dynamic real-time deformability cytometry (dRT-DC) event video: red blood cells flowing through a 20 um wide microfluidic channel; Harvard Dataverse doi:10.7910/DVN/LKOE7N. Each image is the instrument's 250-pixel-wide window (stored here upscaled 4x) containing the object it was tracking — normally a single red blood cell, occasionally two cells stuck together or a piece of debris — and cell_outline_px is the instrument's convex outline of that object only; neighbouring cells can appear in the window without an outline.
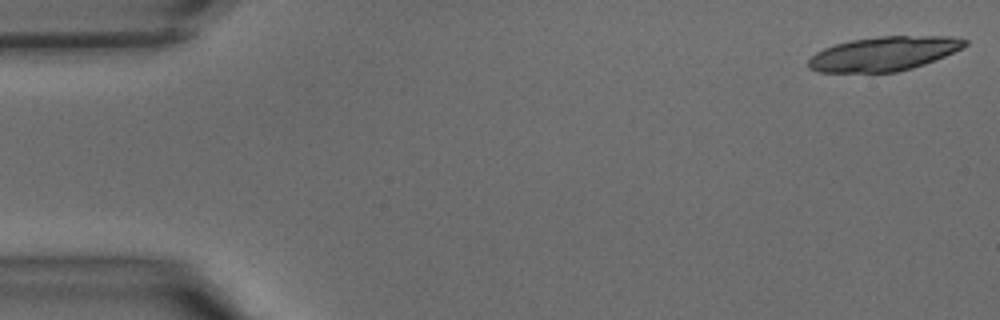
{"species": "common noctule bat (a hibernating species)", "species_latin": "Nyctalus noctula", "temperature_condition": "warm", "stored_images_in_passage": 7, "camera_frame_rate_fps": 3000, "um_per_image_px": 0.085, "animal": {"sex": "male", "body_mass_g": 15.6}, "frame": {"image": 1, "passage_image": 1, "time_ms": 0.0, "image_size_px": [1000, 320], "cell_outline_px": [[968, 44], [944, 56], [924, 64], [912, 68], [896, 72], [820, 72], [808, 68], [808, 60], [816, 52], [824, 48], [836, 44], [852, 40], [880, 36], [952, 36], [968, 40]], "centroid_in_image_um": [75.11, 4.56], "position_along_channel_um": 9.9, "area_um2": 30.98}}